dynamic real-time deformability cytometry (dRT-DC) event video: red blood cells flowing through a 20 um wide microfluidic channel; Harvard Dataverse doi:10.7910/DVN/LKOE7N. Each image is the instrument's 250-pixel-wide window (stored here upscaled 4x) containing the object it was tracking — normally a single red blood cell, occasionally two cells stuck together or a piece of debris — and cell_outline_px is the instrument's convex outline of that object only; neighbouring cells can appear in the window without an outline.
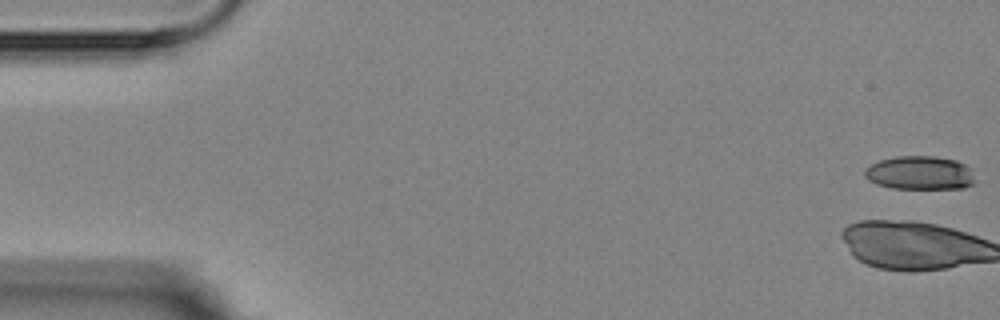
{"species": "Egyptian fruit bat (a non-hibernating species)", "species_latin": "Rousettus aegyptiacus", "temperature_condition": "room temperature", "stored_images_in_passage": 6, "camera_frame_rate_fps": 3000, "um_per_image_px": 0.085, "animal": {"sex": "female"}, "frame": {"image": 1, "passage_image": 1, "time_ms": 0.0, "image_size_px": [1000, 320], "cell_outline_px": [[976, 180], [972, 184], [964, 188], [892, 188], [876, 184], [868, 180], [864, 176], [864, 168], [880, 160], [896, 156], [936, 156], [956, 160], [972, 168]], "centroid_in_image_um": [78.21, 14.69], "position_along_channel_um": 6.8, "area_um2": 21.85}}